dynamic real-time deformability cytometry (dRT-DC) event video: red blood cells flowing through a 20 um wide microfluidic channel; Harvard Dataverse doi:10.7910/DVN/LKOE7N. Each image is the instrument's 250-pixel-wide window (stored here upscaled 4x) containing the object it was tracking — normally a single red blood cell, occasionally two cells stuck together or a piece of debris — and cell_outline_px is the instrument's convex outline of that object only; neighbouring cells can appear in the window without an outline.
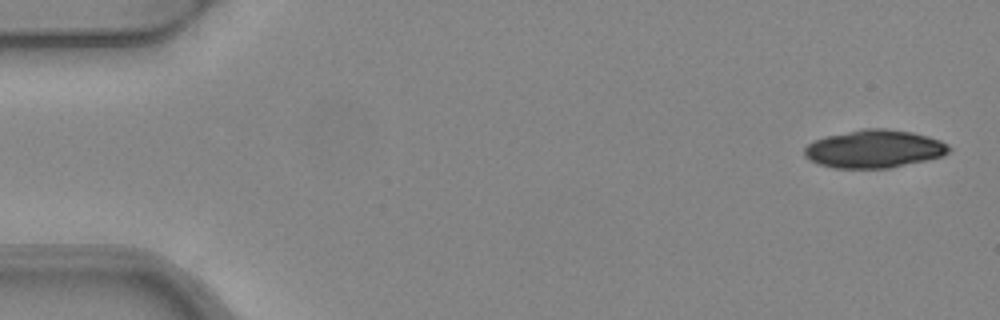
{"species": "common noctule bat (a hibernating species)", "species_latin": "Nyctalus noctula", "temperature_condition": "warm", "stored_images_in_passage": 3, "camera_frame_rate_fps": 3000, "um_per_image_px": 0.085, "animal": {"sex": "female", "body_mass_g": 24.6, "forearm_length_mm": 56.2}, "frame": {"image": 1, "passage_image": 1, "time_ms": 0.0, "image_size_px": [1000, 320], "cell_outline_px": [[952, 148], [948, 152], [940, 156], [924, 160], [888, 168], [836, 168], [820, 164], [808, 160], [804, 156], [804, 148], [808, 144], [816, 140], [828, 136], [864, 128], [888, 128], [912, 132], [928, 136], [940, 140], [948, 144]], "centroid_in_image_um": [74.3, 12.65], "position_along_channel_um": 10.7, "area_um2": 31.73}}